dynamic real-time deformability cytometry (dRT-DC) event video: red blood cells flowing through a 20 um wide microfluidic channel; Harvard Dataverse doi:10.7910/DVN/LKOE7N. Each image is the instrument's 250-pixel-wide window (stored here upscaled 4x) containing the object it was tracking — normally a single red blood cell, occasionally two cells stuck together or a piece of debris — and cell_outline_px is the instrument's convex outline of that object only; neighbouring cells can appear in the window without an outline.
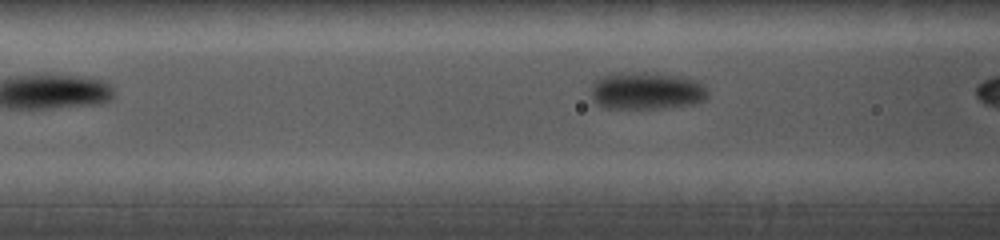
{"species": "common noctule bat (a hibernating species)", "species_latin": "Nyctalus noctula", "temperature_condition": "cold", "stored_images_in_passage": 6, "camera_frame_rate_fps": 5000, "um_per_image_px": 0.085, "animal": {"sex": "female", "body_mass_g": 19.0, "forearm_length_mm": 56.7}, "frame": {"image": 1, "passage_image": 6, "time_ms": 2.6, "image_size_px": [1000, 240], "cell_outline_px": [[708, 96], [704, 100], [692, 104], [664, 108], [600, 108], [592, 100], [592, 84], [600, 76], [612, 72], [644, 72], [676, 76], [696, 80], [704, 84], [708, 92]], "centroid_in_image_um": [54.91, 7.72], "position_along_channel_um": 111.7, "area_um2": 25.72}}